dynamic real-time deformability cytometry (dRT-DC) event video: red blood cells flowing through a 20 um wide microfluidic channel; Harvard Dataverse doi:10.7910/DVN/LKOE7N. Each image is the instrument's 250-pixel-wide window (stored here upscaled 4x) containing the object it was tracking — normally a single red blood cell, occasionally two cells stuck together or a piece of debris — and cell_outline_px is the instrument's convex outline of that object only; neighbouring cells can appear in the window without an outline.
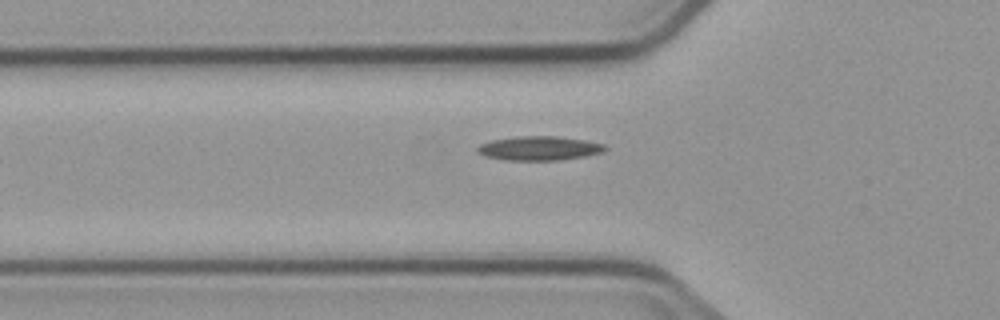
{"species": "common noctule bat (a hibernating species)", "species_latin": "Nyctalus noctula", "temperature_condition": "cold", "stored_images_in_passage": 3, "camera_frame_rate_fps": 3000, "um_per_image_px": 0.085, "animal": {"sex": "male", "body_mass_g": 23.1, "forearm_length_mm": 52.7}, "frame": {"image": 1, "passage_image": 3, "time_ms": 2.333, "image_size_px": [1000, 320], "cell_outline_px": [[608, 148], [604, 152], [584, 156], [556, 160], [508, 160], [484, 156], [476, 152], [476, 148], [480, 144], [492, 140], [516, 136], [556, 136], [584, 140], [604, 144]], "centroid_in_image_um": [45.81, 12.6], "position_along_channel_um": 80.0, "area_um2": 17.92}}